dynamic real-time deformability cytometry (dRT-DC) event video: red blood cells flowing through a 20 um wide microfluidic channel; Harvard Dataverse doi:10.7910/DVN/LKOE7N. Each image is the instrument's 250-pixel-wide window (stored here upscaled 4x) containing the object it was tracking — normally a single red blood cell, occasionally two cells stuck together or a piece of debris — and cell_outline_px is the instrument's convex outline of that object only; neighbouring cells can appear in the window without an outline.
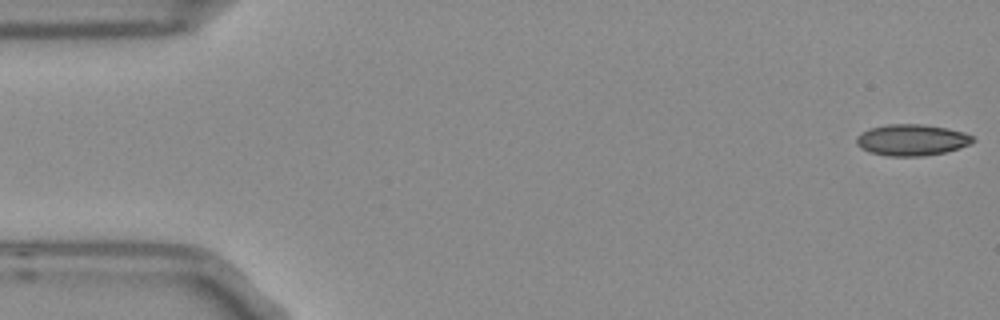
{"species": "Egyptian fruit bat (a non-hibernating species)", "species_latin": "Rousettus aegyptiacus", "temperature_condition": "room temperature", "stored_images_in_passage": 5, "camera_frame_rate_fps": 3000, "um_per_image_px": 0.085, "frame": {"image": 1, "passage_image": 1, "time_ms": 0.0, "image_size_px": [1000, 320], "cell_outline_px": [[976, 140], [972, 144], [960, 148], [944, 152], [920, 156], [888, 156], [868, 152], [860, 148], [856, 144], [856, 136], [860, 132], [868, 128], [888, 124], [924, 124], [948, 128], [964, 132], [972, 136]], "centroid_in_image_um": [77.48, 11.89], "position_along_channel_um": 7.5, "area_um2": 21.56}}
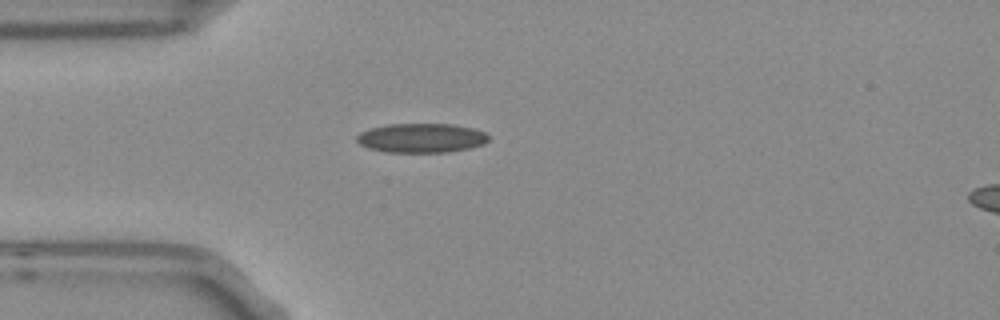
{"frame": {"image": 2, "passage_image": 5, "time_ms": 1.333, "image_size_px": [1000, 320], "cell_outline_px": [[488, 140], [484, 144], [468, 148], [448, 152], [388, 152], [368, 148], [360, 144], [356, 140], [356, 136], [360, 132], [372, 128], [388, 124], [452, 124], [472, 128], [484, 132], [488, 136]], "centroid_in_image_um": [35.8, 11.73], "position_along_channel_um": 49.2, "area_um2": 22.37}}